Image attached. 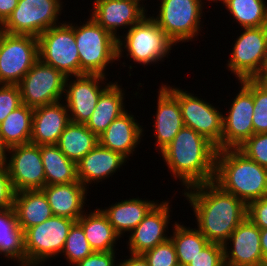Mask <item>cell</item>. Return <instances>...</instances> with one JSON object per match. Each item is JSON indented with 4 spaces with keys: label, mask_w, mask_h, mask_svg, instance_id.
<instances>
[{
    "label": "cell",
    "mask_w": 267,
    "mask_h": 266,
    "mask_svg": "<svg viewBox=\"0 0 267 266\" xmlns=\"http://www.w3.org/2000/svg\"><path fill=\"white\" fill-rule=\"evenodd\" d=\"M183 190H186L183 194L193 207L197 229L210 243L224 245L247 218V205L214 181Z\"/></svg>",
    "instance_id": "cell-1"
},
{
    "label": "cell",
    "mask_w": 267,
    "mask_h": 266,
    "mask_svg": "<svg viewBox=\"0 0 267 266\" xmlns=\"http://www.w3.org/2000/svg\"><path fill=\"white\" fill-rule=\"evenodd\" d=\"M216 146L206 137L187 126L176 134L160 154L174 179L184 188L214 181Z\"/></svg>",
    "instance_id": "cell-2"
},
{
    "label": "cell",
    "mask_w": 267,
    "mask_h": 266,
    "mask_svg": "<svg viewBox=\"0 0 267 266\" xmlns=\"http://www.w3.org/2000/svg\"><path fill=\"white\" fill-rule=\"evenodd\" d=\"M214 182L248 205L267 194V168L238 148L217 150Z\"/></svg>",
    "instance_id": "cell-3"
},
{
    "label": "cell",
    "mask_w": 267,
    "mask_h": 266,
    "mask_svg": "<svg viewBox=\"0 0 267 266\" xmlns=\"http://www.w3.org/2000/svg\"><path fill=\"white\" fill-rule=\"evenodd\" d=\"M124 36V37H123ZM176 45L147 15L137 24H134L126 34L117 39V60L121 59L122 52L126 51L129 59L141 65H149L163 61ZM124 48V49H122Z\"/></svg>",
    "instance_id": "cell-4"
},
{
    "label": "cell",
    "mask_w": 267,
    "mask_h": 266,
    "mask_svg": "<svg viewBox=\"0 0 267 266\" xmlns=\"http://www.w3.org/2000/svg\"><path fill=\"white\" fill-rule=\"evenodd\" d=\"M80 59V75H105L108 64L117 60V40L92 17L82 25H73Z\"/></svg>",
    "instance_id": "cell-5"
},
{
    "label": "cell",
    "mask_w": 267,
    "mask_h": 266,
    "mask_svg": "<svg viewBox=\"0 0 267 266\" xmlns=\"http://www.w3.org/2000/svg\"><path fill=\"white\" fill-rule=\"evenodd\" d=\"M38 38L39 59L66 77L80 75V59L72 22H59Z\"/></svg>",
    "instance_id": "cell-6"
},
{
    "label": "cell",
    "mask_w": 267,
    "mask_h": 266,
    "mask_svg": "<svg viewBox=\"0 0 267 266\" xmlns=\"http://www.w3.org/2000/svg\"><path fill=\"white\" fill-rule=\"evenodd\" d=\"M75 220L52 216L24 231L25 266L42 265L47 259L62 254L69 230Z\"/></svg>",
    "instance_id": "cell-7"
},
{
    "label": "cell",
    "mask_w": 267,
    "mask_h": 266,
    "mask_svg": "<svg viewBox=\"0 0 267 266\" xmlns=\"http://www.w3.org/2000/svg\"><path fill=\"white\" fill-rule=\"evenodd\" d=\"M203 0H161L159 13L152 19L175 43L193 41L200 33Z\"/></svg>",
    "instance_id": "cell-8"
},
{
    "label": "cell",
    "mask_w": 267,
    "mask_h": 266,
    "mask_svg": "<svg viewBox=\"0 0 267 266\" xmlns=\"http://www.w3.org/2000/svg\"><path fill=\"white\" fill-rule=\"evenodd\" d=\"M62 7L61 0H19L17 7L0 27L9 34L38 37L49 28L59 25L58 16Z\"/></svg>",
    "instance_id": "cell-9"
},
{
    "label": "cell",
    "mask_w": 267,
    "mask_h": 266,
    "mask_svg": "<svg viewBox=\"0 0 267 266\" xmlns=\"http://www.w3.org/2000/svg\"><path fill=\"white\" fill-rule=\"evenodd\" d=\"M38 59L37 37L2 30L0 84L18 85Z\"/></svg>",
    "instance_id": "cell-10"
},
{
    "label": "cell",
    "mask_w": 267,
    "mask_h": 266,
    "mask_svg": "<svg viewBox=\"0 0 267 266\" xmlns=\"http://www.w3.org/2000/svg\"><path fill=\"white\" fill-rule=\"evenodd\" d=\"M67 77L38 59L18 84L22 104L37 108L61 101Z\"/></svg>",
    "instance_id": "cell-11"
},
{
    "label": "cell",
    "mask_w": 267,
    "mask_h": 266,
    "mask_svg": "<svg viewBox=\"0 0 267 266\" xmlns=\"http://www.w3.org/2000/svg\"><path fill=\"white\" fill-rule=\"evenodd\" d=\"M164 86L179 100L184 126L190 127L221 150L222 116L218 108L203 98L179 88Z\"/></svg>",
    "instance_id": "cell-12"
},
{
    "label": "cell",
    "mask_w": 267,
    "mask_h": 266,
    "mask_svg": "<svg viewBox=\"0 0 267 266\" xmlns=\"http://www.w3.org/2000/svg\"><path fill=\"white\" fill-rule=\"evenodd\" d=\"M233 46L228 70L239 81L255 79L267 56V26L244 28Z\"/></svg>",
    "instance_id": "cell-13"
},
{
    "label": "cell",
    "mask_w": 267,
    "mask_h": 266,
    "mask_svg": "<svg viewBox=\"0 0 267 266\" xmlns=\"http://www.w3.org/2000/svg\"><path fill=\"white\" fill-rule=\"evenodd\" d=\"M5 162L15 192L42 189L46 185L41 145L27 143L12 146Z\"/></svg>",
    "instance_id": "cell-14"
},
{
    "label": "cell",
    "mask_w": 267,
    "mask_h": 266,
    "mask_svg": "<svg viewBox=\"0 0 267 266\" xmlns=\"http://www.w3.org/2000/svg\"><path fill=\"white\" fill-rule=\"evenodd\" d=\"M74 79L73 81L70 80V77L66 79L64 90L65 104L71 122L86 124L93 114L101 94L112 83L105 82L106 76L99 74L77 75L74 76ZM104 82L106 83L105 87L101 85L105 84Z\"/></svg>",
    "instance_id": "cell-15"
},
{
    "label": "cell",
    "mask_w": 267,
    "mask_h": 266,
    "mask_svg": "<svg viewBox=\"0 0 267 266\" xmlns=\"http://www.w3.org/2000/svg\"><path fill=\"white\" fill-rule=\"evenodd\" d=\"M226 116H222L221 150L238 148L254 134L252 124L254 113L253 93L242 83Z\"/></svg>",
    "instance_id": "cell-16"
},
{
    "label": "cell",
    "mask_w": 267,
    "mask_h": 266,
    "mask_svg": "<svg viewBox=\"0 0 267 266\" xmlns=\"http://www.w3.org/2000/svg\"><path fill=\"white\" fill-rule=\"evenodd\" d=\"M229 243L233 246L227 245ZM223 250L225 266H263L265 261L261 251L260 229L248 218L232 232Z\"/></svg>",
    "instance_id": "cell-17"
},
{
    "label": "cell",
    "mask_w": 267,
    "mask_h": 266,
    "mask_svg": "<svg viewBox=\"0 0 267 266\" xmlns=\"http://www.w3.org/2000/svg\"><path fill=\"white\" fill-rule=\"evenodd\" d=\"M158 203L150 209L144 219L130 232L127 244L130 254L142 255L170 238L166 233L170 223L169 217H171L170 203L168 201Z\"/></svg>",
    "instance_id": "cell-18"
},
{
    "label": "cell",
    "mask_w": 267,
    "mask_h": 266,
    "mask_svg": "<svg viewBox=\"0 0 267 266\" xmlns=\"http://www.w3.org/2000/svg\"><path fill=\"white\" fill-rule=\"evenodd\" d=\"M142 1L94 0L91 17L117 40L120 37L117 35L119 28L130 29L146 16L147 11Z\"/></svg>",
    "instance_id": "cell-19"
},
{
    "label": "cell",
    "mask_w": 267,
    "mask_h": 266,
    "mask_svg": "<svg viewBox=\"0 0 267 266\" xmlns=\"http://www.w3.org/2000/svg\"><path fill=\"white\" fill-rule=\"evenodd\" d=\"M60 102L33 110L31 143L39 146L57 144L62 132L71 122L65 103Z\"/></svg>",
    "instance_id": "cell-20"
},
{
    "label": "cell",
    "mask_w": 267,
    "mask_h": 266,
    "mask_svg": "<svg viewBox=\"0 0 267 266\" xmlns=\"http://www.w3.org/2000/svg\"><path fill=\"white\" fill-rule=\"evenodd\" d=\"M158 91L157 111L153 124L159 153L169 145L184 126L179 100L161 84Z\"/></svg>",
    "instance_id": "cell-21"
},
{
    "label": "cell",
    "mask_w": 267,
    "mask_h": 266,
    "mask_svg": "<svg viewBox=\"0 0 267 266\" xmlns=\"http://www.w3.org/2000/svg\"><path fill=\"white\" fill-rule=\"evenodd\" d=\"M123 113L113 120L107 129L98 136V144L104 148L120 153L129 159L135 148L140 144L144 130L134 115Z\"/></svg>",
    "instance_id": "cell-22"
},
{
    "label": "cell",
    "mask_w": 267,
    "mask_h": 266,
    "mask_svg": "<svg viewBox=\"0 0 267 266\" xmlns=\"http://www.w3.org/2000/svg\"><path fill=\"white\" fill-rule=\"evenodd\" d=\"M126 161L127 159L120 153L97 144L76 163L77 178L86 188H89L87 186L92 182H100L116 173Z\"/></svg>",
    "instance_id": "cell-23"
},
{
    "label": "cell",
    "mask_w": 267,
    "mask_h": 266,
    "mask_svg": "<svg viewBox=\"0 0 267 266\" xmlns=\"http://www.w3.org/2000/svg\"><path fill=\"white\" fill-rule=\"evenodd\" d=\"M41 190L54 216L77 221L84 214L83 209L89 192L79 180L69 184L45 185Z\"/></svg>",
    "instance_id": "cell-24"
},
{
    "label": "cell",
    "mask_w": 267,
    "mask_h": 266,
    "mask_svg": "<svg viewBox=\"0 0 267 266\" xmlns=\"http://www.w3.org/2000/svg\"><path fill=\"white\" fill-rule=\"evenodd\" d=\"M13 209L17 224L23 231L53 216L51 207L41 189L16 192Z\"/></svg>",
    "instance_id": "cell-25"
},
{
    "label": "cell",
    "mask_w": 267,
    "mask_h": 266,
    "mask_svg": "<svg viewBox=\"0 0 267 266\" xmlns=\"http://www.w3.org/2000/svg\"><path fill=\"white\" fill-rule=\"evenodd\" d=\"M112 84L101 94L90 119L85 124L97 137L100 136L113 120L127 111L124 106V89L117 84Z\"/></svg>",
    "instance_id": "cell-26"
},
{
    "label": "cell",
    "mask_w": 267,
    "mask_h": 266,
    "mask_svg": "<svg viewBox=\"0 0 267 266\" xmlns=\"http://www.w3.org/2000/svg\"><path fill=\"white\" fill-rule=\"evenodd\" d=\"M156 201L148 199L132 198L116 202L102 212L108 218L109 223L113 226L116 233L121 235L125 232H131L144 219L145 215L156 204Z\"/></svg>",
    "instance_id": "cell-27"
},
{
    "label": "cell",
    "mask_w": 267,
    "mask_h": 266,
    "mask_svg": "<svg viewBox=\"0 0 267 266\" xmlns=\"http://www.w3.org/2000/svg\"><path fill=\"white\" fill-rule=\"evenodd\" d=\"M84 214L77 220L84 230L87 241L94 252L117 250L115 245L121 237L116 233L100 208ZM115 248V249H114Z\"/></svg>",
    "instance_id": "cell-28"
},
{
    "label": "cell",
    "mask_w": 267,
    "mask_h": 266,
    "mask_svg": "<svg viewBox=\"0 0 267 266\" xmlns=\"http://www.w3.org/2000/svg\"><path fill=\"white\" fill-rule=\"evenodd\" d=\"M41 157L46 185H59L77 182V167L56 144L41 145Z\"/></svg>",
    "instance_id": "cell-29"
},
{
    "label": "cell",
    "mask_w": 267,
    "mask_h": 266,
    "mask_svg": "<svg viewBox=\"0 0 267 266\" xmlns=\"http://www.w3.org/2000/svg\"><path fill=\"white\" fill-rule=\"evenodd\" d=\"M97 144L98 137L85 124L70 122L56 145L69 160L78 163Z\"/></svg>",
    "instance_id": "cell-30"
},
{
    "label": "cell",
    "mask_w": 267,
    "mask_h": 266,
    "mask_svg": "<svg viewBox=\"0 0 267 266\" xmlns=\"http://www.w3.org/2000/svg\"><path fill=\"white\" fill-rule=\"evenodd\" d=\"M0 254L25 266L24 231L17 224L13 208L0 211Z\"/></svg>",
    "instance_id": "cell-31"
},
{
    "label": "cell",
    "mask_w": 267,
    "mask_h": 266,
    "mask_svg": "<svg viewBox=\"0 0 267 266\" xmlns=\"http://www.w3.org/2000/svg\"><path fill=\"white\" fill-rule=\"evenodd\" d=\"M33 108L22 104L9 113L0 124L3 142L8 148L30 143L32 133Z\"/></svg>",
    "instance_id": "cell-32"
},
{
    "label": "cell",
    "mask_w": 267,
    "mask_h": 266,
    "mask_svg": "<svg viewBox=\"0 0 267 266\" xmlns=\"http://www.w3.org/2000/svg\"><path fill=\"white\" fill-rule=\"evenodd\" d=\"M172 240L179 266H187L210 242L196 229L181 225L178 222L173 224Z\"/></svg>",
    "instance_id": "cell-33"
},
{
    "label": "cell",
    "mask_w": 267,
    "mask_h": 266,
    "mask_svg": "<svg viewBox=\"0 0 267 266\" xmlns=\"http://www.w3.org/2000/svg\"><path fill=\"white\" fill-rule=\"evenodd\" d=\"M267 3L265 0H225L223 6L234 21L244 28L267 26Z\"/></svg>",
    "instance_id": "cell-34"
},
{
    "label": "cell",
    "mask_w": 267,
    "mask_h": 266,
    "mask_svg": "<svg viewBox=\"0 0 267 266\" xmlns=\"http://www.w3.org/2000/svg\"><path fill=\"white\" fill-rule=\"evenodd\" d=\"M94 251L91 248L84 230L81 225L75 221L71 226L62 253L70 265L74 266Z\"/></svg>",
    "instance_id": "cell-35"
},
{
    "label": "cell",
    "mask_w": 267,
    "mask_h": 266,
    "mask_svg": "<svg viewBox=\"0 0 267 266\" xmlns=\"http://www.w3.org/2000/svg\"><path fill=\"white\" fill-rule=\"evenodd\" d=\"M252 93L254 99V113L252 124L254 134L267 133V86L255 79L241 80Z\"/></svg>",
    "instance_id": "cell-36"
},
{
    "label": "cell",
    "mask_w": 267,
    "mask_h": 266,
    "mask_svg": "<svg viewBox=\"0 0 267 266\" xmlns=\"http://www.w3.org/2000/svg\"><path fill=\"white\" fill-rule=\"evenodd\" d=\"M149 266H179L172 240L158 244L142 254Z\"/></svg>",
    "instance_id": "cell-37"
},
{
    "label": "cell",
    "mask_w": 267,
    "mask_h": 266,
    "mask_svg": "<svg viewBox=\"0 0 267 266\" xmlns=\"http://www.w3.org/2000/svg\"><path fill=\"white\" fill-rule=\"evenodd\" d=\"M238 149L248 158L267 168V133L253 134Z\"/></svg>",
    "instance_id": "cell-38"
},
{
    "label": "cell",
    "mask_w": 267,
    "mask_h": 266,
    "mask_svg": "<svg viewBox=\"0 0 267 266\" xmlns=\"http://www.w3.org/2000/svg\"><path fill=\"white\" fill-rule=\"evenodd\" d=\"M22 105L18 85L0 84V124L5 118Z\"/></svg>",
    "instance_id": "cell-39"
},
{
    "label": "cell",
    "mask_w": 267,
    "mask_h": 266,
    "mask_svg": "<svg viewBox=\"0 0 267 266\" xmlns=\"http://www.w3.org/2000/svg\"><path fill=\"white\" fill-rule=\"evenodd\" d=\"M187 266H225L223 245L209 243Z\"/></svg>",
    "instance_id": "cell-40"
},
{
    "label": "cell",
    "mask_w": 267,
    "mask_h": 266,
    "mask_svg": "<svg viewBox=\"0 0 267 266\" xmlns=\"http://www.w3.org/2000/svg\"><path fill=\"white\" fill-rule=\"evenodd\" d=\"M15 193L5 163L0 164V211L13 208Z\"/></svg>",
    "instance_id": "cell-41"
},
{
    "label": "cell",
    "mask_w": 267,
    "mask_h": 266,
    "mask_svg": "<svg viewBox=\"0 0 267 266\" xmlns=\"http://www.w3.org/2000/svg\"><path fill=\"white\" fill-rule=\"evenodd\" d=\"M247 218L259 229L267 228V194L247 205Z\"/></svg>",
    "instance_id": "cell-42"
},
{
    "label": "cell",
    "mask_w": 267,
    "mask_h": 266,
    "mask_svg": "<svg viewBox=\"0 0 267 266\" xmlns=\"http://www.w3.org/2000/svg\"><path fill=\"white\" fill-rule=\"evenodd\" d=\"M116 251L93 252L74 266H118L115 264Z\"/></svg>",
    "instance_id": "cell-43"
},
{
    "label": "cell",
    "mask_w": 267,
    "mask_h": 266,
    "mask_svg": "<svg viewBox=\"0 0 267 266\" xmlns=\"http://www.w3.org/2000/svg\"><path fill=\"white\" fill-rule=\"evenodd\" d=\"M19 0H0V26L8 19L17 7Z\"/></svg>",
    "instance_id": "cell-44"
},
{
    "label": "cell",
    "mask_w": 267,
    "mask_h": 266,
    "mask_svg": "<svg viewBox=\"0 0 267 266\" xmlns=\"http://www.w3.org/2000/svg\"><path fill=\"white\" fill-rule=\"evenodd\" d=\"M118 266H149L142 255L131 254L129 259H124Z\"/></svg>",
    "instance_id": "cell-45"
},
{
    "label": "cell",
    "mask_w": 267,
    "mask_h": 266,
    "mask_svg": "<svg viewBox=\"0 0 267 266\" xmlns=\"http://www.w3.org/2000/svg\"><path fill=\"white\" fill-rule=\"evenodd\" d=\"M255 80L258 81L260 84L267 86V56L265 58L263 67L260 73L255 77Z\"/></svg>",
    "instance_id": "cell-46"
},
{
    "label": "cell",
    "mask_w": 267,
    "mask_h": 266,
    "mask_svg": "<svg viewBox=\"0 0 267 266\" xmlns=\"http://www.w3.org/2000/svg\"><path fill=\"white\" fill-rule=\"evenodd\" d=\"M261 251L263 257L267 260V228L260 229Z\"/></svg>",
    "instance_id": "cell-47"
},
{
    "label": "cell",
    "mask_w": 267,
    "mask_h": 266,
    "mask_svg": "<svg viewBox=\"0 0 267 266\" xmlns=\"http://www.w3.org/2000/svg\"><path fill=\"white\" fill-rule=\"evenodd\" d=\"M8 146L3 142L1 132H0V164H4L8 156ZM7 153V154H6Z\"/></svg>",
    "instance_id": "cell-48"
},
{
    "label": "cell",
    "mask_w": 267,
    "mask_h": 266,
    "mask_svg": "<svg viewBox=\"0 0 267 266\" xmlns=\"http://www.w3.org/2000/svg\"><path fill=\"white\" fill-rule=\"evenodd\" d=\"M1 45H2V29L0 27V48H1Z\"/></svg>",
    "instance_id": "cell-49"
},
{
    "label": "cell",
    "mask_w": 267,
    "mask_h": 266,
    "mask_svg": "<svg viewBox=\"0 0 267 266\" xmlns=\"http://www.w3.org/2000/svg\"><path fill=\"white\" fill-rule=\"evenodd\" d=\"M207 1H213V2L216 1L217 3H218V1H219V2L221 1V3H222V2H224L225 0H207Z\"/></svg>",
    "instance_id": "cell-50"
},
{
    "label": "cell",
    "mask_w": 267,
    "mask_h": 266,
    "mask_svg": "<svg viewBox=\"0 0 267 266\" xmlns=\"http://www.w3.org/2000/svg\"><path fill=\"white\" fill-rule=\"evenodd\" d=\"M263 266H267V260L264 261Z\"/></svg>",
    "instance_id": "cell-51"
}]
</instances>
